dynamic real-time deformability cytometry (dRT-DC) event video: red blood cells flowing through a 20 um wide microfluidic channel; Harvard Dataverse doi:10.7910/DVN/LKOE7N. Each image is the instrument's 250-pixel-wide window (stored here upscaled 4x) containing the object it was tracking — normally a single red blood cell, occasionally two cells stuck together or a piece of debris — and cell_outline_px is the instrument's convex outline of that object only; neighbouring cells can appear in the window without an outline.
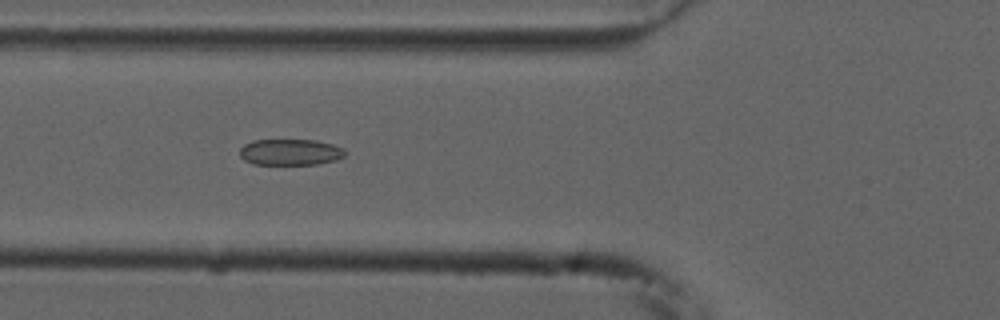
{"species": "common noctule bat (a hibernating species)", "species_latin": "Nyctalus noctula", "temperature_condition": "cold", "stored_images_in_passage": 21, "camera_frame_rate_fps": 3000, "um_per_image_px": 0.085, "animal": {"sex": "male", "forearm_length_mm": 52.5}, "frame": {"image": 1, "passage_image": 20, "time_ms": 6.333, "image_size_px": [1000, 320], "cell_outline_px": [[344, 156], [336, 160], [316, 164], [252, 164], [244, 160], [240, 156], [240, 148], [244, 144], [252, 140], [316, 140], [332, 144], [344, 148]], "centroid_in_image_um": [24.65, 12.92], "position_along_channel_um": 101.1, "area_um2": 16.07}}